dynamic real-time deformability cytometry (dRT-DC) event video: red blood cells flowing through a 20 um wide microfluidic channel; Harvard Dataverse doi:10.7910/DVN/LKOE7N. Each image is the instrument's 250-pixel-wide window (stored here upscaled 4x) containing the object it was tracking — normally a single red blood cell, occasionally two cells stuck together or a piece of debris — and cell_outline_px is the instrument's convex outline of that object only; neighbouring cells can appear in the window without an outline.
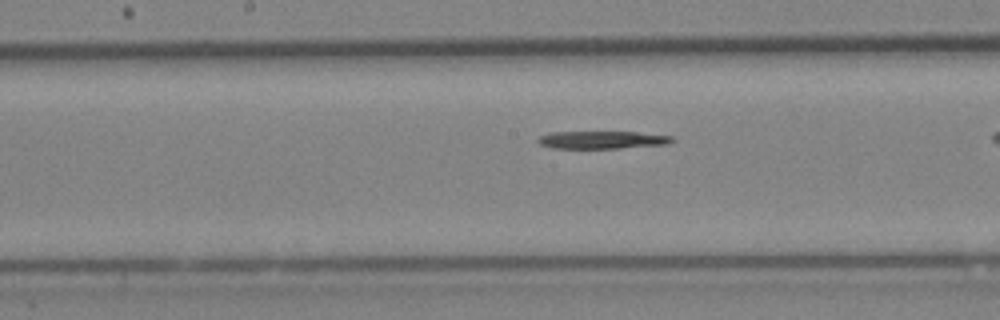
{"species": "Egyptian fruit bat (a non-hibernating species)", "species_latin": "Rousettus aegyptiacus", "temperature_condition": "cold", "stored_images_in_passage": 22, "camera_frame_rate_fps": 3000, "um_per_image_px": 0.085, "animal": {"sex": "female"}, "frame": {"image": 1, "passage_image": 10, "time_ms": 3.0, "image_size_px": [1000, 320], "cell_outline_px": [[676, 140], [668, 144], [620, 148], [552, 148], [540, 144], [536, 140], [540, 136], [552, 132], [636, 132], [672, 136]], "centroid_in_image_um": [51.2, 11.89], "position_along_channel_um": 197.0, "area_um2": 13.76}}
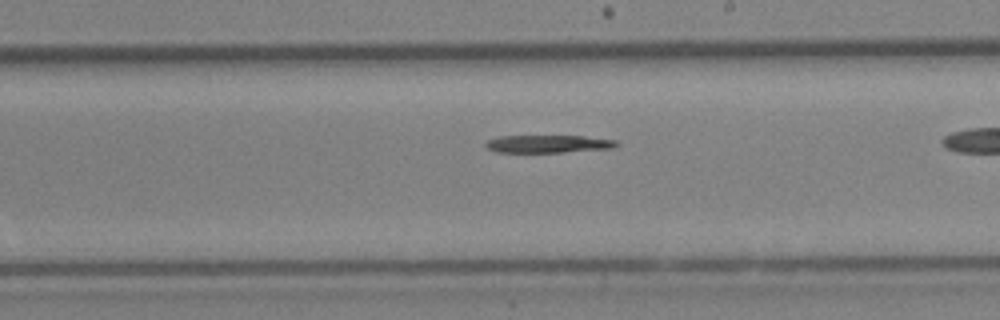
{"frame": {"image": 2, "passage_image": 13, "time_ms": 4.0, "image_size_px": [1000, 320], "cell_outline_px": [[620, 144], [612, 148], [560, 152], [496, 152], [488, 148], [484, 144], [488, 140], [500, 136], [584, 136], [616, 140]], "centroid_in_image_um": [46.6, 12.22], "position_along_channel_um": 242.4, "area_um2": 13.35}}
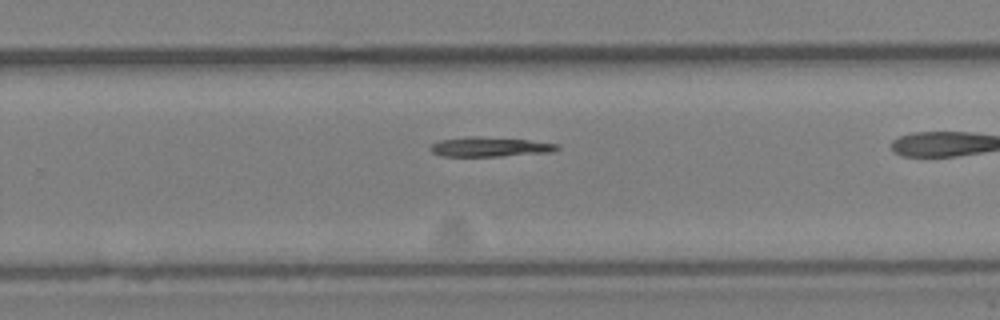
{"frame": {"image": 3, "passage_image": 16, "time_ms": 5.0, "image_size_px": [1000, 320], "cell_outline_px": [[560, 148], [552, 152], [500, 156], [440, 156], [432, 152], [428, 148], [432, 144], [440, 140], [468, 136], [480, 136], [528, 140], [560, 144]], "centroid_in_image_um": [41.63, 12.48], "position_along_channel_um": 288.2, "area_um2": 14.57}}